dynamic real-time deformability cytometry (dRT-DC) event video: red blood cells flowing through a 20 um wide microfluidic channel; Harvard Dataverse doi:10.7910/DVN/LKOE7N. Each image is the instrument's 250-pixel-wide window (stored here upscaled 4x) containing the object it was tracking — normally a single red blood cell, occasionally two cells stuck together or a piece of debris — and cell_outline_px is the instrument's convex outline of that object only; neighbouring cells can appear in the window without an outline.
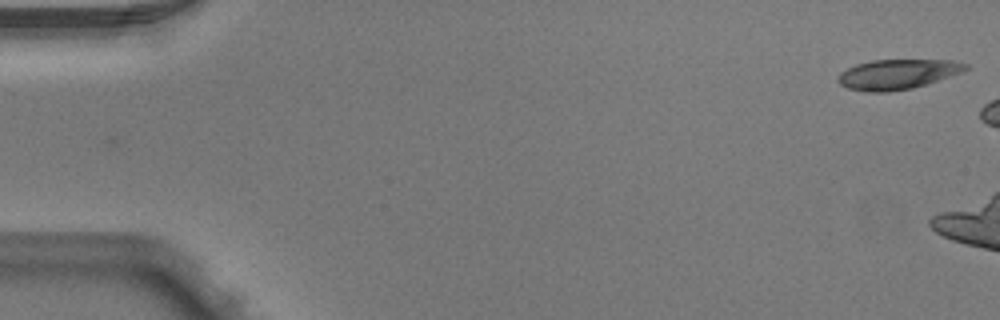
{"species": "Egyptian fruit bat (a non-hibernating species)", "species_latin": "Rousettus aegyptiacus", "temperature_condition": "warm", "stored_images_in_passage": 3, "camera_frame_rate_fps": 3000, "um_per_image_px": 0.085, "animal": {"sex": "male"}, "frame": {"image": 1, "passage_image": 1, "time_ms": 0.0, "image_size_px": [1000, 320], "cell_outline_px": [[968, 68], [964, 72], [912, 88], [888, 92], [868, 92], [848, 88], [840, 84], [836, 80], [840, 72], [856, 64], [872, 60], [952, 60], [968, 64]], "centroid_in_image_um": [76.28, 6.31], "position_along_channel_um": 8.7, "area_um2": 22.25}}